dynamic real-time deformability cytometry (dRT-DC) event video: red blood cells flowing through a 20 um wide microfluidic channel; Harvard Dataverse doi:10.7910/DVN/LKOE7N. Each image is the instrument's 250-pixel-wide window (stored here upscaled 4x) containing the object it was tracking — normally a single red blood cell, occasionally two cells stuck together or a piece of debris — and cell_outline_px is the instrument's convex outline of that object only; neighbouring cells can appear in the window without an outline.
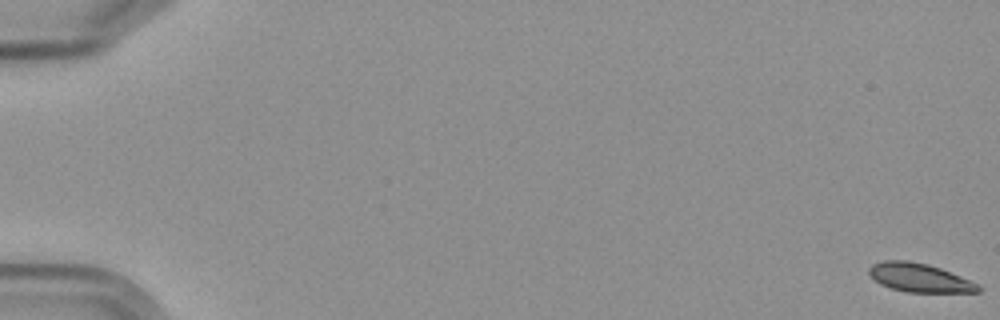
{"species": "Egyptian fruit bat (a non-hibernating species)", "species_latin": "Rousettus aegyptiacus", "temperature_condition": "cold", "stored_images_in_passage": 8, "camera_frame_rate_fps": 3000, "um_per_image_px": 0.085, "frame": {"image": 1, "passage_image": 1, "time_ms": 0.0, "image_size_px": [1000, 320], "cell_outline_px": [[984, 288], [980, 292], [908, 292], [892, 288], [880, 284], [868, 272], [868, 268], [872, 264], [884, 260], [908, 260], [928, 264], [940, 268], [980, 284]], "centroid_in_image_um": [78.19, 23.6], "position_along_channel_um": 6.8, "area_um2": 18.26}}
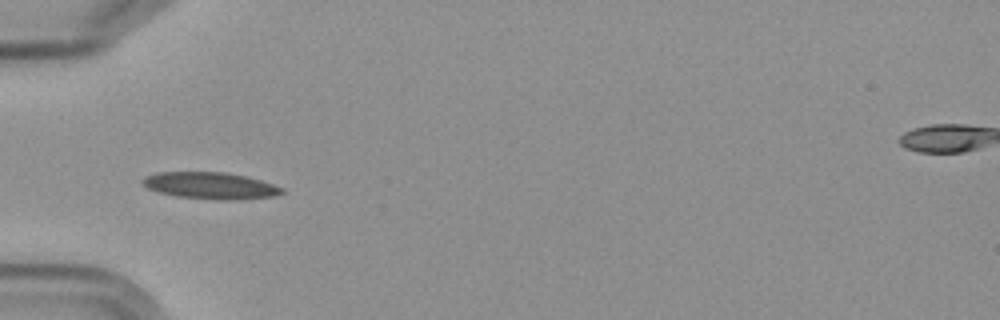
{"frame": {"image": 2, "passage_image": 6, "time_ms": 6.667, "image_size_px": [1000, 320], "cell_outline_px": [[284, 192], [276, 196], [240, 200], [220, 200], [176, 196], [160, 192], [148, 188], [140, 180], [144, 176], [156, 172], [224, 172], [244, 176], [260, 180], [284, 188]], "centroid_in_image_um": [17.89, 15.78], "position_along_channel_um": 67.1, "area_um2": 21.73}}
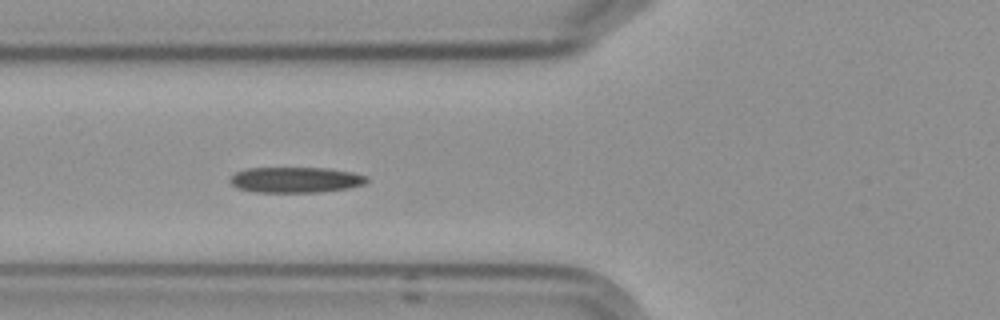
{"frame": {"image": 3, "passage_image": 7, "time_ms": 7.667, "image_size_px": [1000, 320], "cell_outline_px": [[368, 180], [364, 184], [348, 188], [320, 192], [256, 192], [236, 188], [228, 180], [236, 172], [248, 168], [324, 168], [352, 172], [368, 176]], "centroid_in_image_um": [25.12, 15.29], "position_along_channel_um": 100.7, "area_um2": 20.4}}